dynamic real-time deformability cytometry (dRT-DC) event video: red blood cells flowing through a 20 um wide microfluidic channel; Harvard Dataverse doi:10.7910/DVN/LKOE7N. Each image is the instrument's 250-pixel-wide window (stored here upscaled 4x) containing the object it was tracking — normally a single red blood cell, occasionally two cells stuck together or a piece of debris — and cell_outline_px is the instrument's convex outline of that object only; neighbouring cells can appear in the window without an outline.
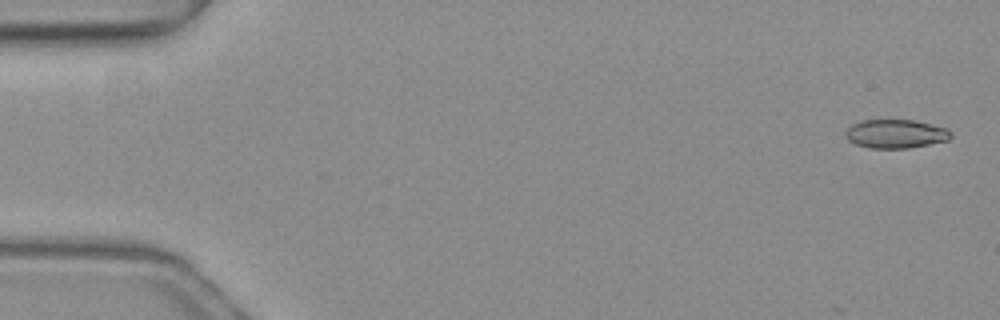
{"species": "common noctule bat (a hibernating species)", "species_latin": "Nyctalus noctula", "temperature_condition": "warm", "stored_images_in_passage": 9, "camera_frame_rate_fps": 3000, "um_per_image_px": 0.085, "animal": {"sex": "female", "body_mass_g": 19.3, "forearm_length_mm": 54.1}, "frame": {"image": 1, "passage_image": 2, "time_ms": 0.333, "image_size_px": [1000, 320], "cell_outline_px": [[952, 136], [948, 140], [908, 148], [868, 148], [856, 144], [848, 140], [844, 136], [844, 132], [852, 124], [860, 120], [916, 120], [944, 128], [952, 132]], "centroid_in_image_um": [76.09, 11.37], "position_along_channel_um": 8.9, "area_um2": 17.63}}